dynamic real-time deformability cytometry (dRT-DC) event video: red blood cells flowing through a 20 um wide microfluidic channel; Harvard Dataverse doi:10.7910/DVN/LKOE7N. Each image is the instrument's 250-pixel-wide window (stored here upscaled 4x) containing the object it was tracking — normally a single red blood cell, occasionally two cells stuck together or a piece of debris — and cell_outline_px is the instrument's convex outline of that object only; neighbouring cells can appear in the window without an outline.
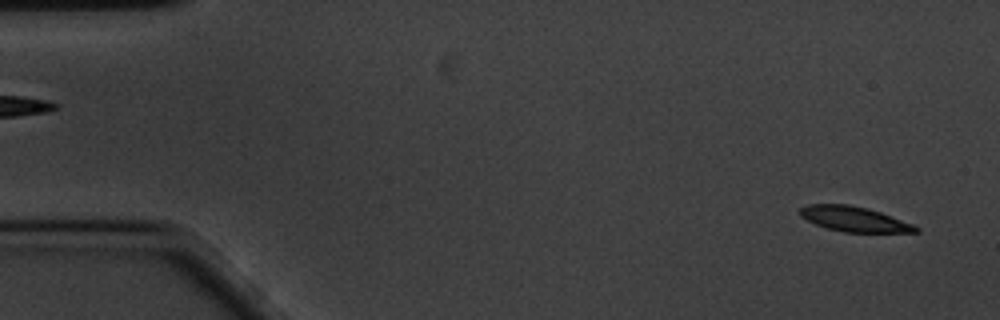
{"species": "common noctule bat (a hibernating species)", "species_latin": "Nyctalus noctula", "temperature_condition": "cold", "stored_images_in_passage": 57, "camera_frame_rate_fps": 3000, "um_per_image_px": 0.085, "animal": {"sex": "male", "body_mass_g": 20.1, "forearm_length_mm": 53.5}, "frame": {"image": 1, "passage_image": 1, "time_ms": 0.0, "image_size_px": [1000, 320], "cell_outline_px": [[920, 232], [844, 232], [828, 228], [816, 224], [800, 216], [800, 208], [808, 204], [848, 204], [868, 208], [880, 212], [912, 224], [920, 228]], "centroid_in_image_um": [72.61, 18.61], "position_along_channel_um": 12.4, "area_um2": 16.7}}
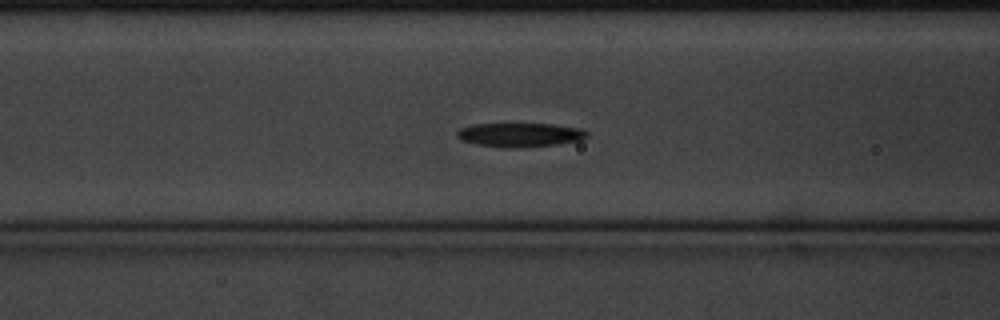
{"frame": {"image": 2, "passage_image": 21, "time_ms": 6.667, "image_size_px": [1000, 320], "cell_outline_px": [[588, 136], [580, 140], [556, 144], [520, 148], [504, 148], [476, 144], [460, 140], [456, 136], [456, 132], [460, 128], [476, 124], [552, 124], [584, 128], [588, 132]], "centroid_in_image_um": [44.2, 11.46], "position_along_channel_um": 122.4, "area_um2": 18.32}}
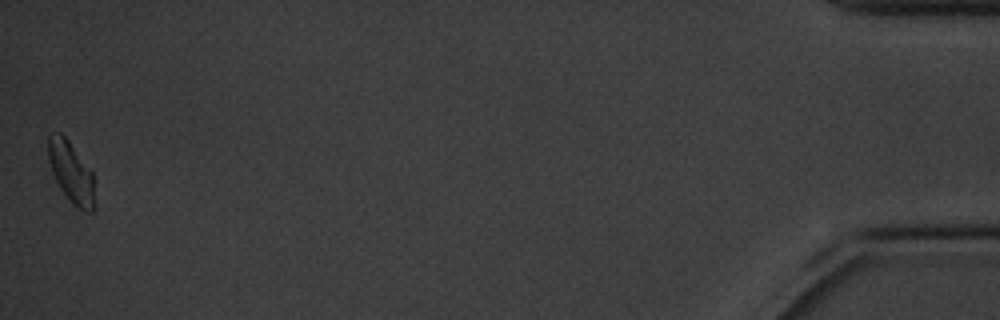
{"frame": {"image": 3, "passage_image": 57, "time_ms": 18.667, "image_size_px": [1000, 320], "cell_outline_px": [[92, 212], [84, 212], [76, 208], [68, 200], [60, 188], [52, 172], [48, 160], [48, 132], [60, 132], [68, 140], [92, 168]], "centroid_in_image_um": [6.01, 14.59], "position_along_channel_um": 429.2, "area_um2": 16.59}, "authors_computed_cell_mechanics": {"area_um2": 17.5134, "velocity_mm_per_s": 3.3394, "shape_relaxation_time_tau1_ms": 2.2093, "shape_relaxation_time_tau2_ms": null, "deformation_change_tau1": 0.1214, "deformation_change_tau2": null}}